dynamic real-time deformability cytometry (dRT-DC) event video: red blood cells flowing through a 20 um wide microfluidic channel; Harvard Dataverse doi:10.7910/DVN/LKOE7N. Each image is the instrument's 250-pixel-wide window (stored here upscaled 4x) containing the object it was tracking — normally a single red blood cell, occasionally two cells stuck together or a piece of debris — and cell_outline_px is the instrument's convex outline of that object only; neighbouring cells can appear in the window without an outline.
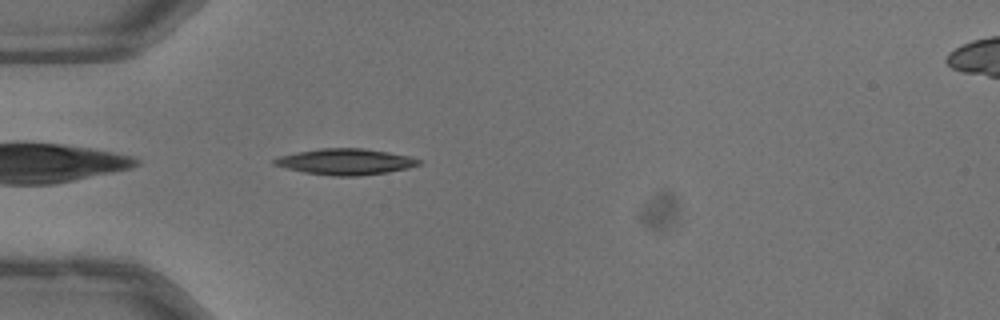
{"species": "common noctule bat (a hibernating species)", "species_latin": "Nyctalus noctula", "temperature_condition": "warm", "stored_images_in_passage": 38, "camera_frame_rate_fps": 3000, "um_per_image_px": 0.085, "animal": {"sex": "male", "body_mass_g": 13.3}, "frame": {"image": 1, "passage_image": 2, "time_ms": 0.333, "image_size_px": [1000, 320], "cell_outline_px": [[420, 164], [408, 168], [388, 172], [356, 176], [336, 176], [304, 172], [272, 164], [272, 160], [276, 156], [296, 152], [320, 148], [360, 148], [388, 152], [408, 156], [420, 160]], "centroid_in_image_um": [29.32, 13.74], "position_along_channel_um": 55.7, "area_um2": 21.79}}
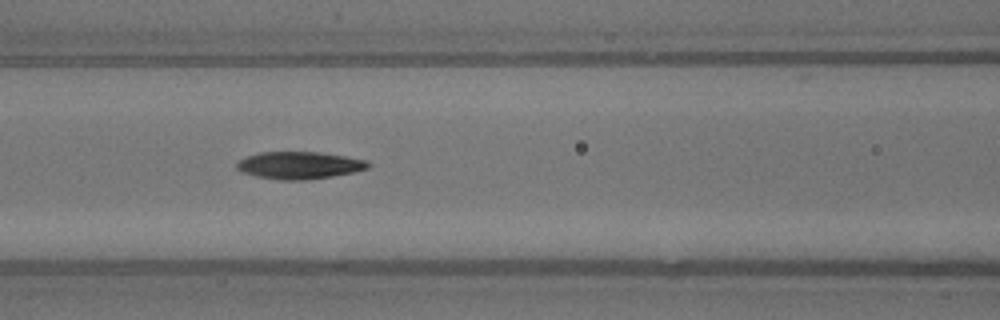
{"frame": {"image": 2, "passage_image": 9, "time_ms": 2.667, "image_size_px": [1000, 320], "cell_outline_px": [[372, 164], [368, 168], [352, 172], [328, 176], [300, 180], [284, 180], [256, 176], [244, 172], [236, 168], [236, 164], [240, 160], [248, 156], [260, 152], [324, 152], [368, 160]], "centroid_in_image_um": [25.48, 14.03], "position_along_channel_um": 141.1, "area_um2": 20.63}}
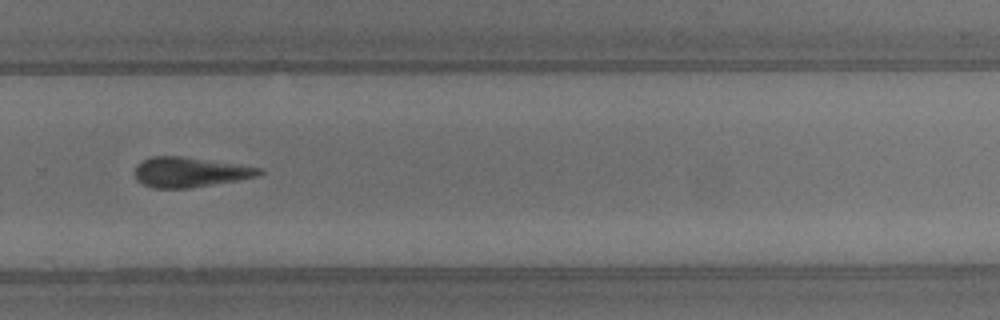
{"frame": {"image": 3, "passage_image": 22, "time_ms": 7.0, "image_size_px": [1000, 320], "cell_outline_px": [[264, 172], [256, 176], [236, 180], [188, 188], [152, 188], [136, 180], [136, 164], [152, 156], [180, 156], [260, 168]], "centroid_in_image_um": [16.07, 14.63], "position_along_channel_um": 313.7, "area_um2": 21.15}, "authors_computed_cell_mechanics": {"area_um2": 20.808, "velocity_mm_per_s": 4.0019, "shape_relaxation_time_tau1_ms": 1.9406, "shape_relaxation_time_tau2_ms": 5.7045, "deformation_change_tau1": 0.0858, "deformation_change_tau2": 0.2214}}